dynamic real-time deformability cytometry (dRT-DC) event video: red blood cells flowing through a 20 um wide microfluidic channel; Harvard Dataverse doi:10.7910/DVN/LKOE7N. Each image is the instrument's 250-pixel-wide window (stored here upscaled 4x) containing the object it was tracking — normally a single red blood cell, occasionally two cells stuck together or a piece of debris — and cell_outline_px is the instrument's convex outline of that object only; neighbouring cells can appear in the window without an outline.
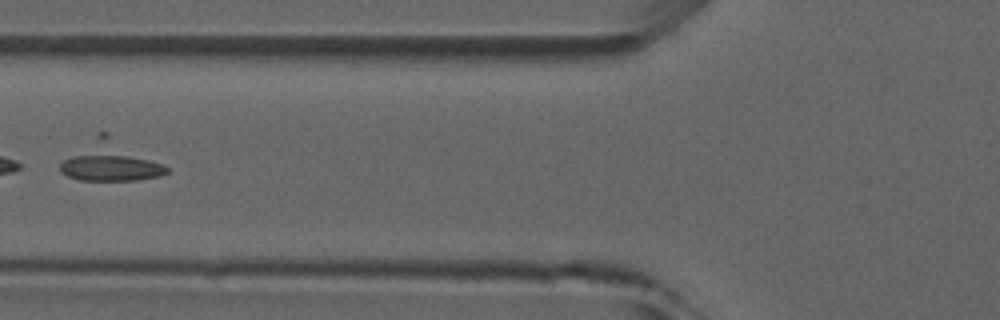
{"species": "common noctule bat (a hibernating species)", "species_latin": "Nyctalus noctula", "temperature_condition": "room temperature", "stored_images_in_passage": 5, "camera_frame_rate_fps": 3000, "um_per_image_px": 0.085, "animal": {"sex": "male", "forearm_length_mm": 52.5}, "frame": {"image": 1, "passage_image": 5, "time_ms": 5.333, "image_size_px": [1000, 320], "cell_outline_px": [[168, 172], [160, 176], [136, 180], [80, 180], [68, 176], [60, 172], [60, 164], [64, 160], [96, 132], [108, 132], [168, 168]], "centroid_in_image_um": [9.35, 13.69], "position_along_channel_um": 116.5, "area_um2": 24.33}}